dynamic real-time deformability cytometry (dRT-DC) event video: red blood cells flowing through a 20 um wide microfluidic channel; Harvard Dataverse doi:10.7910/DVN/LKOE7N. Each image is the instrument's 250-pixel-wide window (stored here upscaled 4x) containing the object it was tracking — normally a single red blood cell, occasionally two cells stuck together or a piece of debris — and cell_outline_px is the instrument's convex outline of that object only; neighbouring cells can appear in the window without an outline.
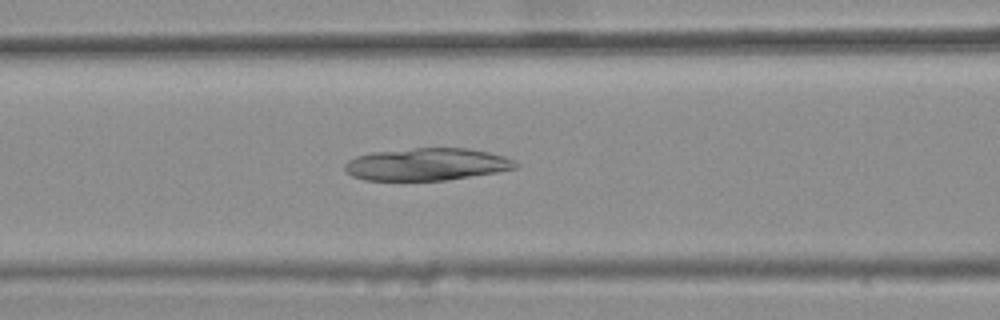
{"species": "common noctule bat (a hibernating species)", "species_latin": "Nyctalus noctula", "temperature_condition": "warm", "stored_images_in_passage": 34, "camera_frame_rate_fps": 3000, "um_per_image_px": 0.085, "animal": {"sex": "female", "body_mass_g": 25.1}, "frame": {"image": 1, "passage_image": 10, "time_ms": 3.0, "image_size_px": [1000, 320], "cell_outline_px": [[520, 164], [516, 168], [496, 172], [444, 180], [364, 180], [352, 176], [344, 168], [344, 164], [348, 160], [356, 156], [372, 152], [416, 148], [468, 148], [488, 152], [504, 156], [516, 160]], "centroid_in_image_um": [36.28, 13.96], "position_along_channel_um": 130.3, "area_um2": 32.14}}
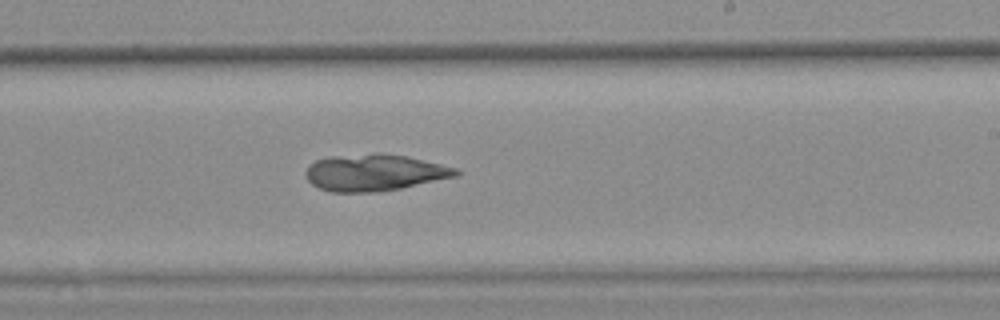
{"frame": {"image": 2, "passage_image": 20, "time_ms": 6.333, "image_size_px": [1000, 320], "cell_outline_px": [[460, 172], [456, 176], [400, 188], [376, 192], [332, 192], [320, 188], [312, 184], [308, 180], [304, 172], [308, 164], [316, 160], [328, 156], [380, 152], [408, 156], [456, 168]], "centroid_in_image_um": [31.77, 14.65], "position_along_channel_um": 257.2, "area_um2": 32.19}}
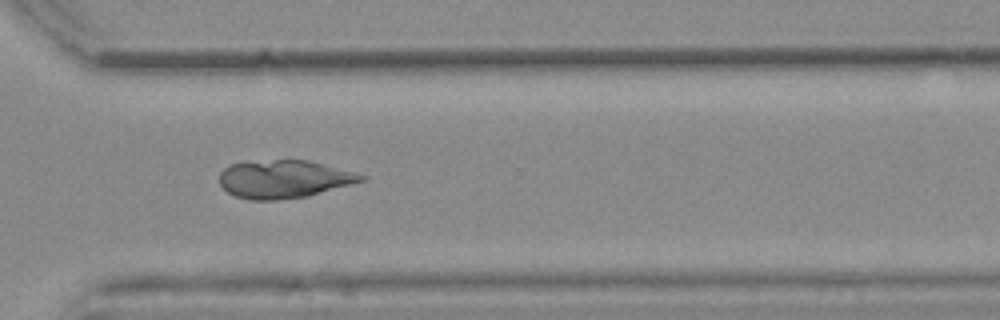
{"frame": {"image": 3, "passage_image": 27, "time_ms": 8.667, "image_size_px": [1000, 320], "cell_outline_px": [[368, 180], [308, 196], [276, 200], [248, 200], [236, 196], [228, 192], [220, 184], [220, 172], [228, 164], [276, 160], [308, 160], [368, 176]], "centroid_in_image_um": [24.16, 15.23], "position_along_channel_um": 346.4, "area_um2": 31.27}}